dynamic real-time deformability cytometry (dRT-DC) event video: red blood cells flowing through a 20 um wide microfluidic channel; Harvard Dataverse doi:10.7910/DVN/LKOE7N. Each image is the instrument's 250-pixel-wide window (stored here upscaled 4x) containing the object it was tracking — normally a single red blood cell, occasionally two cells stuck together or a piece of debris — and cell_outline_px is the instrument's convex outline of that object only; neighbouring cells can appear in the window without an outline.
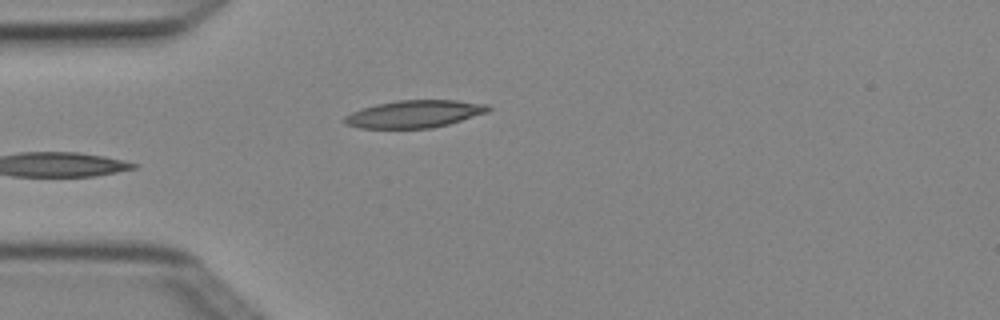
{"species": "Egyptian fruit bat (a non-hibernating species)", "species_latin": "Rousettus aegyptiacus", "temperature_condition": "cold", "stored_images_in_passage": 5, "camera_frame_rate_fps": 3000, "um_per_image_px": 0.085, "animal": {"sex": "female"}, "frame": {"image": 1, "passage_image": 5, "time_ms": 1.333, "image_size_px": [1000, 320], "cell_outline_px": [[492, 108], [488, 112], [448, 124], [432, 128], [360, 128], [344, 124], [344, 116], [360, 108], [376, 104], [396, 100], [456, 100], [488, 104]], "centroid_in_image_um": [35.22, 9.68], "position_along_channel_um": 49.8, "area_um2": 23.06}}